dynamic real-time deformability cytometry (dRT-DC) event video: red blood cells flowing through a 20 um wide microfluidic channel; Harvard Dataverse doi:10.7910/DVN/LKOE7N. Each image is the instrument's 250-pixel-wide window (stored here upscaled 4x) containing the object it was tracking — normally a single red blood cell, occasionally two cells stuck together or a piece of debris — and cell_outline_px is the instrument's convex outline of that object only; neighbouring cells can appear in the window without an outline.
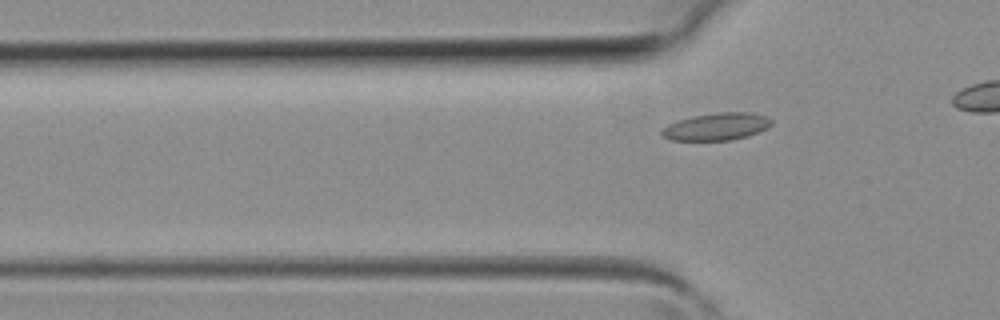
{"species": "common noctule bat (a hibernating species)", "species_latin": "Nyctalus noctula", "temperature_condition": "room temperature", "stored_images_in_passage": 7, "segment_of_instrument_passage": [1, 2], "camera_frame_rate_fps": 3000, "um_per_image_px": 0.085, "animal": {"sex": "female", "body_mass_g": 19.3, "forearm_length_mm": 54.1}, "frame": {"image": 1, "passage_image": 4, "time_ms": 1.0, "image_size_px": [1000, 320], "cell_outline_px": [[772, 124], [768, 128], [748, 136], [728, 140], [672, 140], [664, 136], [660, 132], [668, 124], [676, 120], [692, 116], [716, 112], [752, 112], [768, 116], [772, 120]], "centroid_in_image_um": [60.94, 10.74], "position_along_channel_um": 64.9, "area_um2": 17.57}}
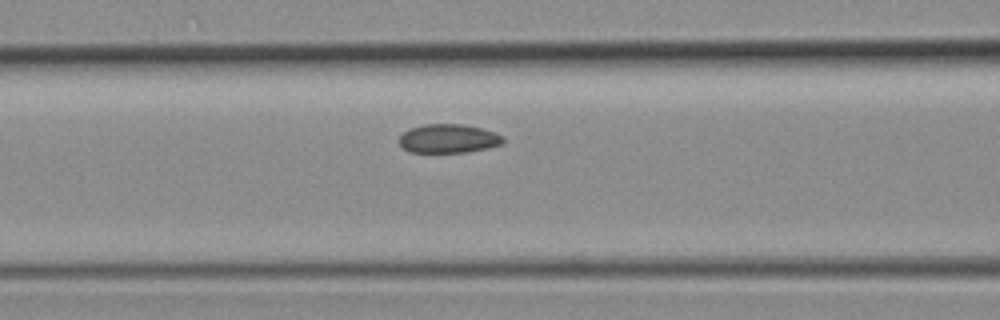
{"frame": {"image": 2, "passage_image": 6, "time_ms": 1.667, "image_size_px": [1000, 320], "cell_outline_px": [[504, 144], [488, 148], [468, 152], [408, 152], [400, 144], [400, 136], [404, 132], [412, 128], [424, 124], [460, 124], [480, 128], [496, 132], [504, 140]], "centroid_in_image_um": [38.14, 11.79], "position_along_channel_um": 128.5, "area_um2": 17.34}}